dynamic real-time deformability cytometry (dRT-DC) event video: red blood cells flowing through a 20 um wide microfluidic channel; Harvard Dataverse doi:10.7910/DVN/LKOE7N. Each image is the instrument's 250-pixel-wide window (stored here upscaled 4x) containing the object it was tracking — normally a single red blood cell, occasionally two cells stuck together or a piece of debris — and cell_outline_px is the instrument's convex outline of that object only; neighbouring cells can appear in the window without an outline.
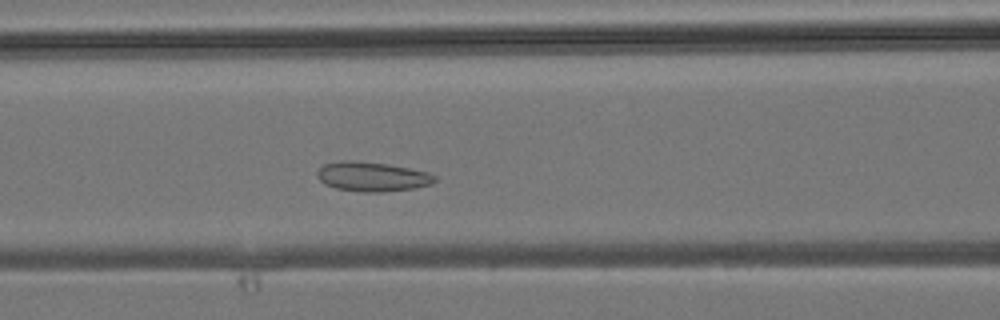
{"species": "common noctule bat (a hibernating species)", "species_latin": "Nyctalus noctula", "temperature_condition": "room temperature", "stored_images_in_passage": 39, "camera_frame_rate_fps": 3000, "um_per_image_px": 0.085, "animal": {"sex": "male", "body_mass_g": 19.2, "forearm_length_mm": 51.8}, "frame": {"image": 1, "passage_image": 14, "time_ms": 4.333, "image_size_px": [1000, 320], "cell_outline_px": [[436, 180], [432, 184], [416, 188], [380, 192], [360, 192], [336, 188], [324, 184], [316, 176], [316, 172], [324, 164], [340, 160], [360, 160], [388, 164], [428, 172], [436, 176]], "centroid_in_image_um": [31.62, 15.0], "position_along_channel_um": 135.0, "area_um2": 20.46}}
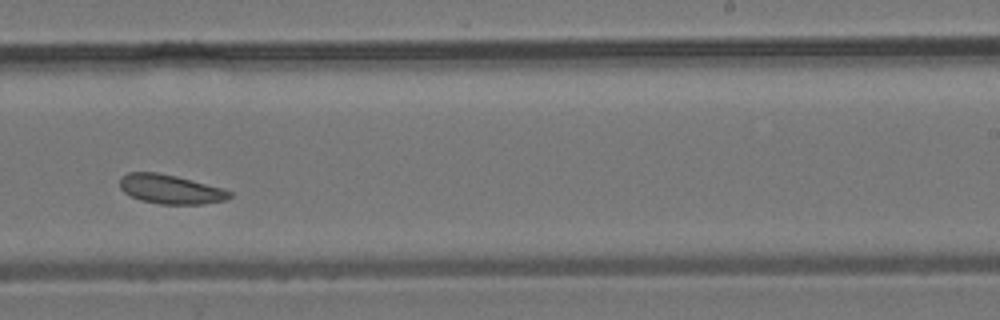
{"frame": {"image": 2, "passage_image": 23, "time_ms": 7.333, "image_size_px": [1000, 320], "cell_outline_px": [[232, 196], [228, 200], [200, 204], [160, 204], [140, 200], [124, 192], [120, 188], [120, 176], [128, 172], [156, 172], [176, 176], [224, 188], [232, 192]], "centroid_in_image_um": [14.51, 16.08], "position_along_channel_um": 274.5, "area_um2": 18.79}}
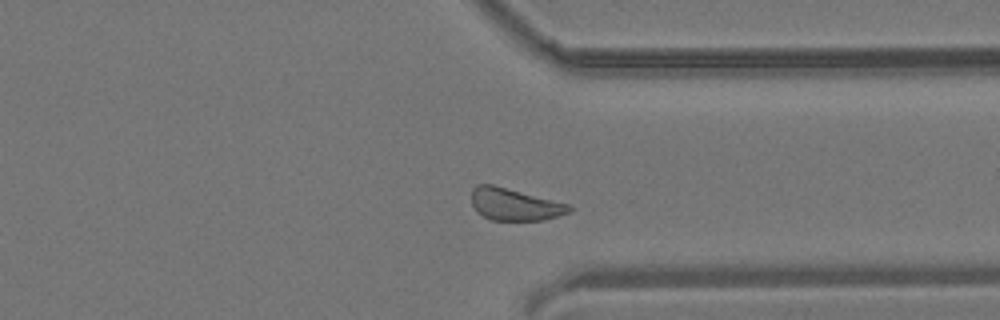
{"frame": {"image": 3, "passage_image": 29, "time_ms": 9.333, "image_size_px": [1000, 320], "cell_outline_px": [[572, 212], [544, 220], [492, 220], [484, 216], [472, 204], [472, 188], [476, 184], [492, 184], [572, 204]], "centroid_in_image_um": [43.81, 17.36], "position_along_channel_um": 367.6, "area_um2": 18.38}}